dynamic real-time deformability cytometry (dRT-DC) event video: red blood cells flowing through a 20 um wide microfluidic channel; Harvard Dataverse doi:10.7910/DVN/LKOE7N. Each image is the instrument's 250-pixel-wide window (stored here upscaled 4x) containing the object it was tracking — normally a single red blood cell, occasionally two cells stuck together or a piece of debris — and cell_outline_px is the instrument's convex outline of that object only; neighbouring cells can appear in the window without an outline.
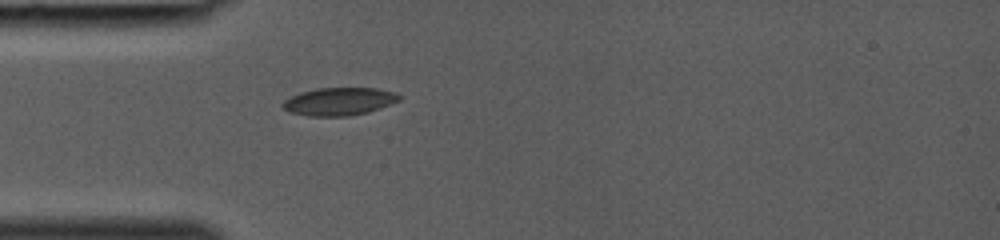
{"species": "common noctule bat (a hibernating species)", "species_latin": "Nyctalus noctula", "temperature_condition": "room temperature", "stored_images_in_passage": 20, "camera_frame_rate_fps": 3000, "um_per_image_px": 0.085, "animal": {"sex": "female", "body_mass_g": 19.0, "forearm_length_mm": 53.3}, "frame": {"image": 1, "passage_image": 2, "time_ms": 0.333, "image_size_px": [1000, 240], "cell_outline_px": [[404, 96], [400, 100], [368, 112], [348, 116], [308, 116], [288, 112], [280, 104], [284, 100], [300, 92], [316, 88], [376, 88], [396, 92]], "centroid_in_image_um": [28.83, 8.62], "position_along_channel_um": 56.2, "area_um2": 19.02}}
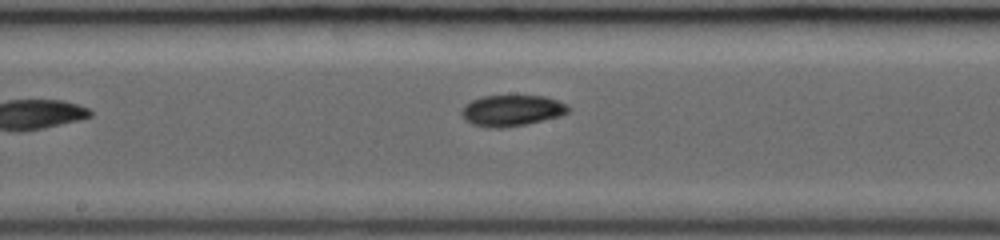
{"frame": {"image": 2, "passage_image": 11, "time_ms": 3.333, "image_size_px": [1000, 240], "cell_outline_px": [[572, 108], [568, 112], [560, 116], [524, 124], [500, 128], [488, 128], [472, 124], [464, 120], [460, 116], [460, 112], [464, 104], [472, 100], [484, 96], [544, 96], [568, 104]], "centroid_in_image_um": [43.47, 9.4], "position_along_channel_um": 204.7, "area_um2": 19.42}}
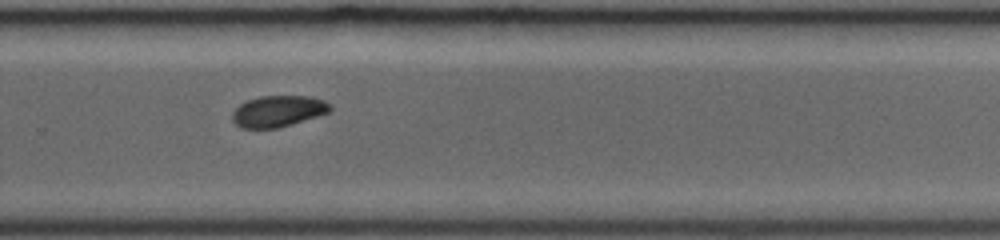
{"frame": {"image": 3, "passage_image": 17, "time_ms": 5.333, "image_size_px": [1000, 240], "cell_outline_px": [[332, 112], [292, 124], [276, 128], [240, 128], [232, 120], [232, 112], [240, 104], [248, 100], [260, 96], [308, 96], [324, 100], [332, 104]], "centroid_in_image_um": [23.68, 9.45], "position_along_channel_um": 306.1, "area_um2": 17.98}}